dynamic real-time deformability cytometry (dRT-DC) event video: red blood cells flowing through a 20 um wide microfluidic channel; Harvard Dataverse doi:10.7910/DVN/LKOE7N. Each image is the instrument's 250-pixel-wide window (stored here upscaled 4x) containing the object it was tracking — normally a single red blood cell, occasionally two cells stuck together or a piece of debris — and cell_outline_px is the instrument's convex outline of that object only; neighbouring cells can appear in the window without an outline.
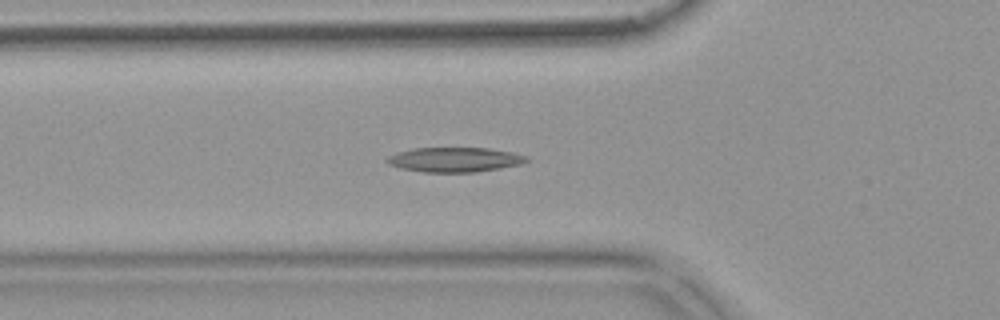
{"species": "common noctule bat (a hibernating species)", "species_latin": "Nyctalus noctula", "temperature_condition": "warm", "stored_images_in_passage": 46, "camera_frame_rate_fps": 3000, "um_per_image_px": 0.085, "animal": {"sex": "female", "body_mass_g": 18.4}, "frame": {"image": 1, "passage_image": 16, "time_ms": 5.0, "image_size_px": [1000, 320], "cell_outline_px": [[528, 160], [520, 164], [500, 168], [476, 172], [424, 172], [400, 168], [388, 164], [384, 160], [388, 156], [396, 152], [416, 148], [488, 148], [512, 152], [528, 156]], "centroid_in_image_um": [38.62, 13.57], "position_along_channel_um": 87.2, "area_um2": 20.06}}
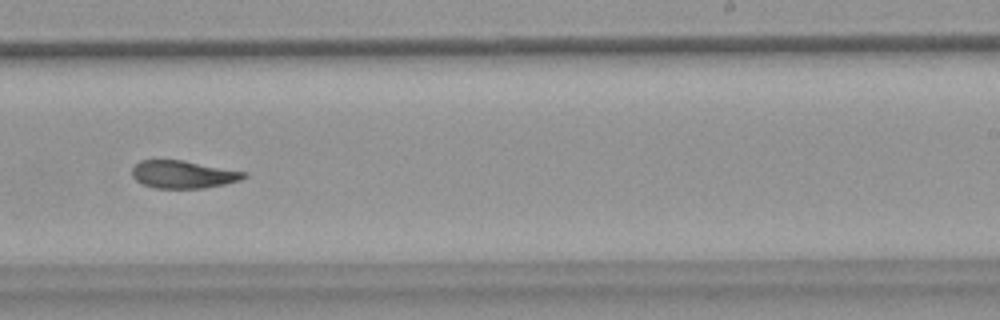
{"frame": {"image": 2, "passage_image": 31, "time_ms": 10.0, "image_size_px": [1000, 320], "cell_outline_px": [[248, 176], [240, 180], [224, 184], [204, 188], [156, 188], [144, 184], [136, 180], [132, 176], [132, 168], [140, 160], [184, 160], [248, 172]], "centroid_in_image_um": [15.6, 14.82], "position_along_channel_um": 273.4, "area_um2": 18.09}}
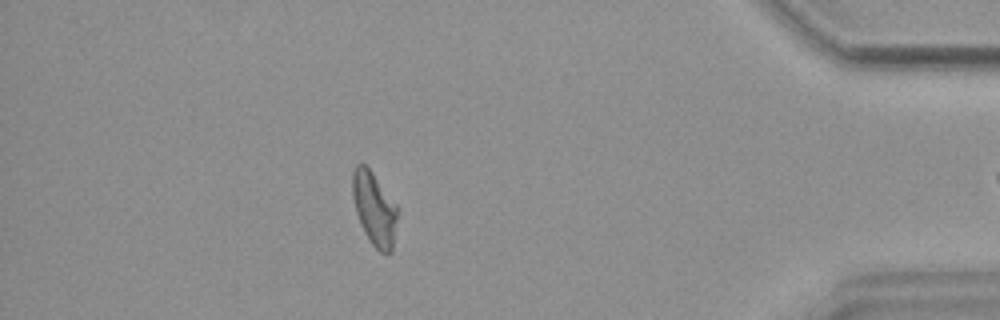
{"frame": {"image": 3, "passage_image": 45, "time_ms": 14.667, "image_size_px": [1000, 320], "cell_outline_px": [[396, 220], [392, 252], [380, 252], [372, 244], [364, 232], [360, 224], [356, 212], [352, 196], [352, 172], [356, 164], [364, 164], [372, 172], [396, 204]], "centroid_in_image_um": [31.78, 17.72], "position_along_channel_um": 403.4, "area_um2": 18.9}}